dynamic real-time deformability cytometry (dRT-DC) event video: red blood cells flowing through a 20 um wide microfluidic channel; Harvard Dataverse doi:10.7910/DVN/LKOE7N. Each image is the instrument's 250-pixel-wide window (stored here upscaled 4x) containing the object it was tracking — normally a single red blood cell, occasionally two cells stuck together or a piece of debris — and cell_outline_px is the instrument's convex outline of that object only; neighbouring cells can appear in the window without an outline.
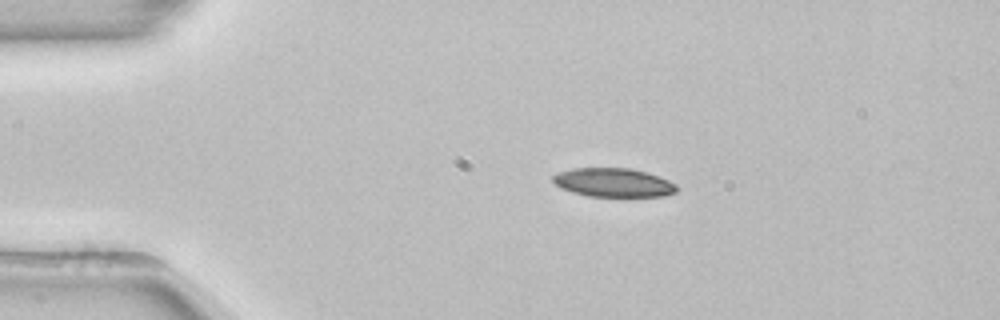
{"species": "common noctule bat (a hibernating species)", "species_latin": "Nyctalus noctula", "temperature_condition": "room temperature", "stored_images_in_passage": 43, "camera_frame_rate_fps": 3000, "um_per_image_px": 0.085, "animal": {"sex": "female", "body_mass_g": 22.7, "forearm_length_mm": 54.2}, "frame": {"image": 1, "passage_image": 1, "time_ms": 0.0, "image_size_px": [1000, 320], "cell_outline_px": [[676, 192], [664, 196], [588, 196], [572, 192], [560, 188], [552, 180], [552, 176], [560, 172], [572, 168], [632, 168], [648, 172], [660, 176], [676, 184]], "centroid_in_image_um": [52.15, 15.51], "position_along_channel_um": 32.9, "area_um2": 20.81}}
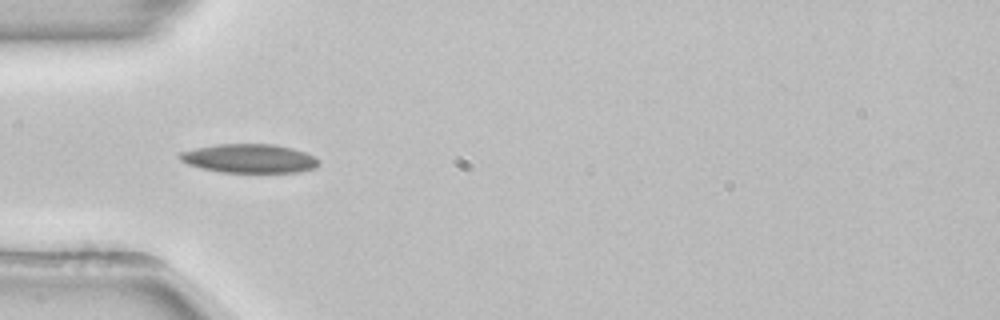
{"frame": {"image": 2, "passage_image": 7, "time_ms": 2.0, "image_size_px": [1000, 320], "cell_outline_px": [[320, 164], [316, 168], [296, 172], [220, 172], [188, 164], [180, 160], [176, 156], [180, 152], [196, 148], [216, 144], [272, 144], [292, 148], [316, 156], [320, 160]], "centroid_in_image_um": [21.22, 13.47], "position_along_channel_um": 63.8, "area_um2": 23.41}}
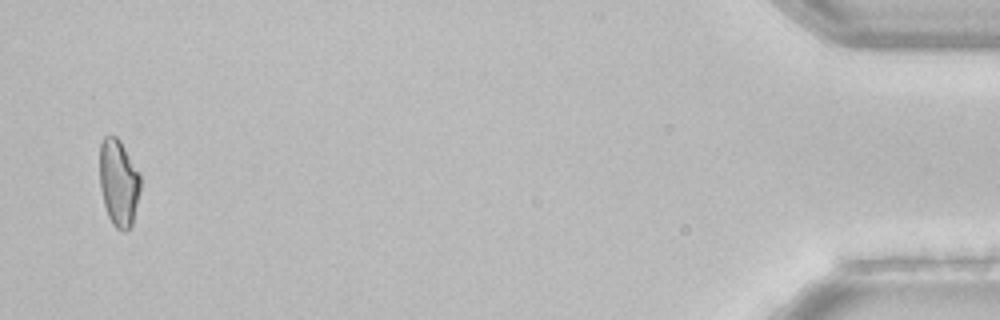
{"frame": {"image": 3, "passage_image": 42, "time_ms": 13.667, "image_size_px": [1000, 320], "cell_outline_px": [[140, 188], [132, 224], [124, 232], [120, 232], [112, 224], [108, 216], [104, 204], [100, 188], [100, 144], [104, 136], [116, 136], [120, 140], [140, 176]], "centroid_in_image_um": [10.06, 15.55], "position_along_channel_um": 425.1, "area_um2": 20.4}, "authors_computed_cell_mechanics": {"area_um2": 21.5594, "velocity_mm_per_s": 3.8808, "shape_relaxation_time_tau1_ms": 4.0967, "shape_relaxation_time_tau2_ms": null, "deformation_change_tau1": 0.1288, "deformation_change_tau2": null}}